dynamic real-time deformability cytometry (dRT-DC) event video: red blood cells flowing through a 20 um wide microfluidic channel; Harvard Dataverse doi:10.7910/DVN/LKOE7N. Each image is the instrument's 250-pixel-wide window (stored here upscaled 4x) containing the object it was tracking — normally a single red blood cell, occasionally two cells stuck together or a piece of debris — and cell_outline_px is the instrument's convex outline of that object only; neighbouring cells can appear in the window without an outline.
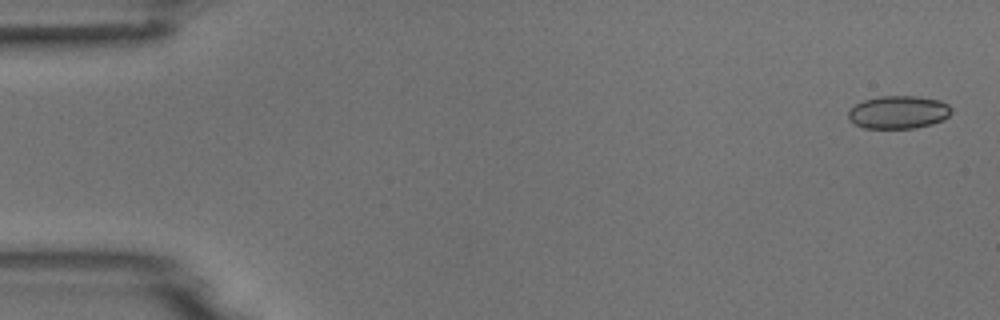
{"species": "common noctule bat (a hibernating species)", "species_latin": "Nyctalus noctula", "temperature_condition": "room temperature", "stored_images_in_passage": 4, "camera_frame_rate_fps": 3000, "um_per_image_px": 0.085, "animal": {"sex": "male", "body_mass_g": 18.8}, "frame": {"image": 1, "passage_image": 1, "time_ms": 0.0, "image_size_px": [1000, 320], "cell_outline_px": [[952, 112], [948, 116], [932, 124], [916, 128], [864, 128], [856, 124], [848, 116], [848, 112], [856, 104], [864, 100], [880, 96], [916, 96], [940, 100], [948, 104], [952, 108]], "centroid_in_image_um": [76.4, 9.53], "position_along_channel_um": 8.6, "area_um2": 19.65}}